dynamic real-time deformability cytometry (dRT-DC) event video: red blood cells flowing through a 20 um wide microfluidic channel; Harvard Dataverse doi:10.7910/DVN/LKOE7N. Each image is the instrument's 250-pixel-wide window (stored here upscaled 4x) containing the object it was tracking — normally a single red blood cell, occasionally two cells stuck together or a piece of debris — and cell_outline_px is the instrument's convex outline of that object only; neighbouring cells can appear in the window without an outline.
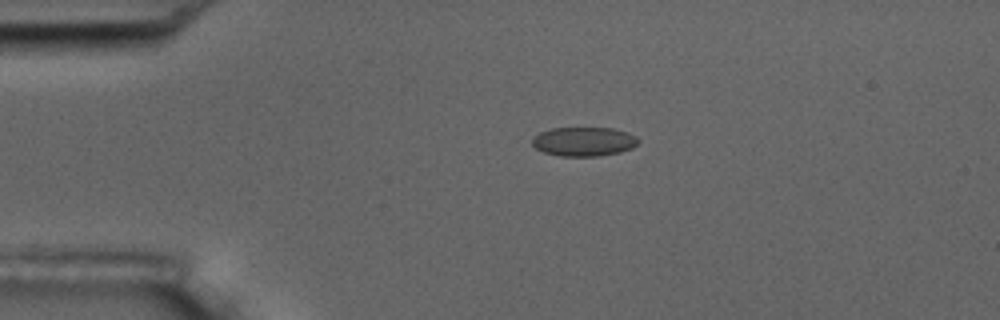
{"species": "common noctule bat (a hibernating species)", "species_latin": "Nyctalus noctula", "temperature_condition": "room temperature", "stored_images_in_passage": 5, "camera_frame_rate_fps": 3000, "um_per_image_px": 0.085, "animal": {"sex": "male", "body_mass_g": 17.5, "forearm_length_mm": 52.3}, "frame": {"image": 1, "passage_image": 4, "time_ms": 3.333, "image_size_px": [1000, 320], "cell_outline_px": [[640, 140], [632, 148], [620, 152], [600, 156], [560, 156], [544, 152], [536, 148], [532, 144], [532, 136], [540, 132], [552, 128], [612, 128], [628, 132], [636, 136]], "centroid_in_image_um": [49.63, 12.03], "position_along_channel_um": 35.4, "area_um2": 18.09}}